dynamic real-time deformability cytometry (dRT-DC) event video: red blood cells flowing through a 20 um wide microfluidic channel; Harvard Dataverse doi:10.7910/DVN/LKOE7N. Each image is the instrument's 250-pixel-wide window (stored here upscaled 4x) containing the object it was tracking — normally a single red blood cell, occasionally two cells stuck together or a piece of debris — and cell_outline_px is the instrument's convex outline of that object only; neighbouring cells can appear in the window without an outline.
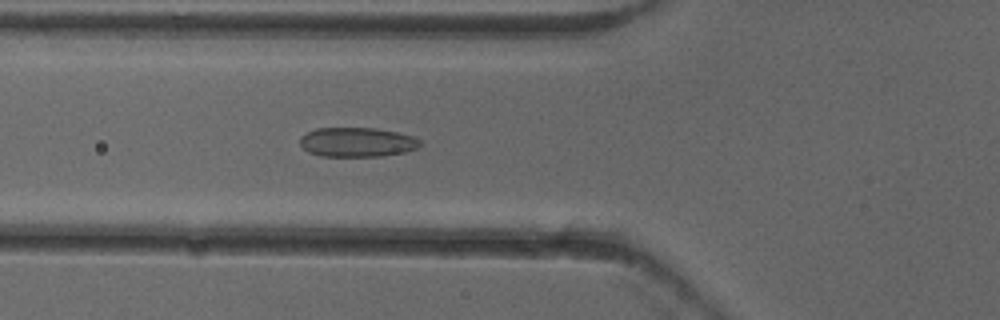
{"species": "common noctule bat (a hibernating species)", "species_latin": "Nyctalus noctula", "temperature_condition": "cold", "stored_images_in_passage": 52, "camera_frame_rate_fps": 3000, "um_per_image_px": 0.085, "animal": {"sex": "female"}, "frame": {"image": 1, "passage_image": 18, "time_ms": 5.667, "image_size_px": [1000, 320], "cell_outline_px": [[420, 144], [416, 148], [404, 152], [380, 156], [320, 156], [308, 152], [300, 144], [300, 136], [316, 128], [376, 128], [396, 132], [412, 136], [420, 140]], "centroid_in_image_um": [30.32, 12.08], "position_along_channel_um": 95.5, "area_um2": 20.46}}
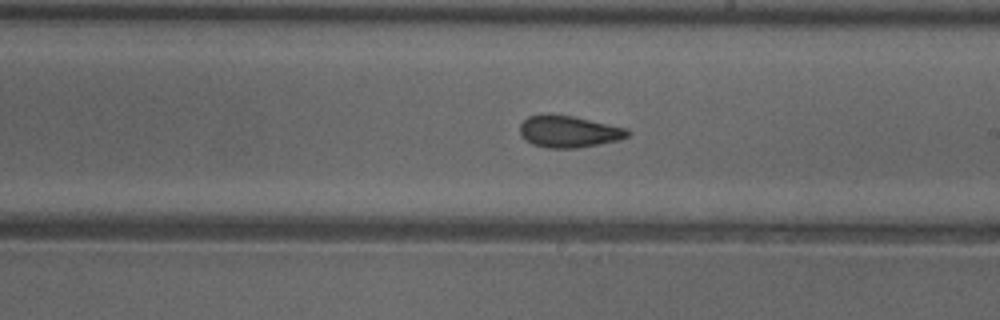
{"frame": {"image": 2, "passage_image": 29, "time_ms": 9.333, "image_size_px": [1000, 320], "cell_outline_px": [[632, 132], [628, 136], [620, 140], [576, 148], [548, 148], [532, 144], [520, 136], [520, 124], [528, 116], [544, 112], [552, 112], [572, 116], [628, 128]], "centroid_in_image_um": [48.32, 11.15], "position_along_channel_um": 240.7, "area_um2": 20.4}}
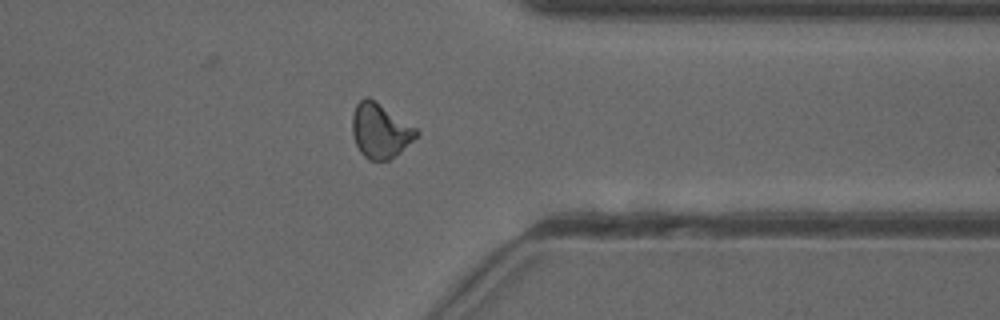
{"frame": {"image": 3, "passage_image": 40, "time_ms": 13.0, "image_size_px": [1000, 320], "cell_outline_px": [[420, 132], [400, 152], [388, 160], [368, 160], [360, 152], [352, 136], [352, 116], [356, 104], [364, 96], [368, 96], [416, 128]], "centroid_in_image_um": [32.28, 11.11], "position_along_channel_um": 379.1, "area_um2": 20.17}, "authors_computed_cell_mechanics": {"area_um2": 20.1144, "velocity_mm_per_s": 3.9356, "shape_relaxation_time_tau1_ms": null, "shape_relaxation_time_tau2_ms": 1.7637, "deformation_change_tau1": null, "deformation_change_tau2": 0.0653}}